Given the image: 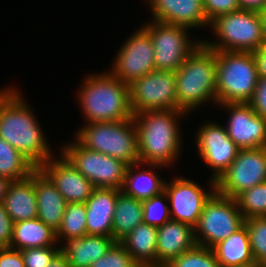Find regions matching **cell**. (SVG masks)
I'll return each mask as SVG.
<instances>
[{"instance_id":"6da1fadb","label":"cell","mask_w":266,"mask_h":267,"mask_svg":"<svg viewBox=\"0 0 266 267\" xmlns=\"http://www.w3.org/2000/svg\"><path fill=\"white\" fill-rule=\"evenodd\" d=\"M22 95L13 87L0 89V138L39 168L53 156V152L32 113L34 111Z\"/></svg>"},{"instance_id":"7a4b0ae2","label":"cell","mask_w":266,"mask_h":267,"mask_svg":"<svg viewBox=\"0 0 266 267\" xmlns=\"http://www.w3.org/2000/svg\"><path fill=\"white\" fill-rule=\"evenodd\" d=\"M181 110H149L133 115L138 136L139 159L143 165L171 166L179 159L182 145Z\"/></svg>"},{"instance_id":"3957f363","label":"cell","mask_w":266,"mask_h":267,"mask_svg":"<svg viewBox=\"0 0 266 267\" xmlns=\"http://www.w3.org/2000/svg\"><path fill=\"white\" fill-rule=\"evenodd\" d=\"M84 77L78 92L79 105L86 123L124 121L133 118L129 84L109 71Z\"/></svg>"},{"instance_id":"277c9868","label":"cell","mask_w":266,"mask_h":267,"mask_svg":"<svg viewBox=\"0 0 266 267\" xmlns=\"http://www.w3.org/2000/svg\"><path fill=\"white\" fill-rule=\"evenodd\" d=\"M175 76L177 110L189 114L210 100L216 105L217 55L203 42L182 63Z\"/></svg>"},{"instance_id":"5b68a950","label":"cell","mask_w":266,"mask_h":267,"mask_svg":"<svg viewBox=\"0 0 266 267\" xmlns=\"http://www.w3.org/2000/svg\"><path fill=\"white\" fill-rule=\"evenodd\" d=\"M217 55L216 104L249 103L258 85L253 52L215 51Z\"/></svg>"},{"instance_id":"8992f818","label":"cell","mask_w":266,"mask_h":267,"mask_svg":"<svg viewBox=\"0 0 266 267\" xmlns=\"http://www.w3.org/2000/svg\"><path fill=\"white\" fill-rule=\"evenodd\" d=\"M75 138L83 147L128 165L140 163L138 136L133 118L124 121L90 122L81 126Z\"/></svg>"},{"instance_id":"52a82bcc","label":"cell","mask_w":266,"mask_h":267,"mask_svg":"<svg viewBox=\"0 0 266 267\" xmlns=\"http://www.w3.org/2000/svg\"><path fill=\"white\" fill-rule=\"evenodd\" d=\"M216 41L203 43L214 51L254 52L264 44L259 12L239 9L217 17L210 23Z\"/></svg>"},{"instance_id":"ba28073f","label":"cell","mask_w":266,"mask_h":267,"mask_svg":"<svg viewBox=\"0 0 266 267\" xmlns=\"http://www.w3.org/2000/svg\"><path fill=\"white\" fill-rule=\"evenodd\" d=\"M244 221L235 198L215 191L205 202L198 223L194 227L196 243L212 249L241 228Z\"/></svg>"},{"instance_id":"9c48e42d","label":"cell","mask_w":266,"mask_h":267,"mask_svg":"<svg viewBox=\"0 0 266 267\" xmlns=\"http://www.w3.org/2000/svg\"><path fill=\"white\" fill-rule=\"evenodd\" d=\"M74 140L60 151L69 163L90 180L95 188L121 190L128 164L104 153L91 151Z\"/></svg>"},{"instance_id":"30bf717a","label":"cell","mask_w":266,"mask_h":267,"mask_svg":"<svg viewBox=\"0 0 266 267\" xmlns=\"http://www.w3.org/2000/svg\"><path fill=\"white\" fill-rule=\"evenodd\" d=\"M152 40L155 70L176 72L203 42L191 40L189 28L152 20L142 26ZM190 38V39H189Z\"/></svg>"},{"instance_id":"8fae6325","label":"cell","mask_w":266,"mask_h":267,"mask_svg":"<svg viewBox=\"0 0 266 267\" xmlns=\"http://www.w3.org/2000/svg\"><path fill=\"white\" fill-rule=\"evenodd\" d=\"M129 95L133 115L149 110H177L175 72L153 70L129 84Z\"/></svg>"},{"instance_id":"7c38bea8","label":"cell","mask_w":266,"mask_h":267,"mask_svg":"<svg viewBox=\"0 0 266 267\" xmlns=\"http://www.w3.org/2000/svg\"><path fill=\"white\" fill-rule=\"evenodd\" d=\"M266 182V147L240 149L236 159L215 181V191L235 198L246 189Z\"/></svg>"},{"instance_id":"4fadbf2b","label":"cell","mask_w":266,"mask_h":267,"mask_svg":"<svg viewBox=\"0 0 266 267\" xmlns=\"http://www.w3.org/2000/svg\"><path fill=\"white\" fill-rule=\"evenodd\" d=\"M139 29L124 42L111 70L108 69L112 75L127 84L155 70L152 40L143 27Z\"/></svg>"},{"instance_id":"5bb4252c","label":"cell","mask_w":266,"mask_h":267,"mask_svg":"<svg viewBox=\"0 0 266 267\" xmlns=\"http://www.w3.org/2000/svg\"><path fill=\"white\" fill-rule=\"evenodd\" d=\"M209 180L210 192L205 191L197 182L182 176L173 178L169 183L165 181L164 191L171 206L172 220L189 224L193 228L197 225L205 202L215 192V180Z\"/></svg>"},{"instance_id":"9a60e30c","label":"cell","mask_w":266,"mask_h":267,"mask_svg":"<svg viewBox=\"0 0 266 267\" xmlns=\"http://www.w3.org/2000/svg\"><path fill=\"white\" fill-rule=\"evenodd\" d=\"M195 138L202 161L213 170L210 178L216 181L236 159L240 149L228 136L225 126L216 122L203 124Z\"/></svg>"},{"instance_id":"2e32d148","label":"cell","mask_w":266,"mask_h":267,"mask_svg":"<svg viewBox=\"0 0 266 267\" xmlns=\"http://www.w3.org/2000/svg\"><path fill=\"white\" fill-rule=\"evenodd\" d=\"M229 113L227 134L239 149L266 147V118L258 115L250 103L217 105Z\"/></svg>"},{"instance_id":"e0dca14e","label":"cell","mask_w":266,"mask_h":267,"mask_svg":"<svg viewBox=\"0 0 266 267\" xmlns=\"http://www.w3.org/2000/svg\"><path fill=\"white\" fill-rule=\"evenodd\" d=\"M59 156L60 160L52 156L39 169L52 181L67 203H85L95 189L94 184L62 154Z\"/></svg>"},{"instance_id":"ac0fdd59","label":"cell","mask_w":266,"mask_h":267,"mask_svg":"<svg viewBox=\"0 0 266 267\" xmlns=\"http://www.w3.org/2000/svg\"><path fill=\"white\" fill-rule=\"evenodd\" d=\"M151 20L186 28L210 26L201 0H148Z\"/></svg>"},{"instance_id":"d6986e66","label":"cell","mask_w":266,"mask_h":267,"mask_svg":"<svg viewBox=\"0 0 266 267\" xmlns=\"http://www.w3.org/2000/svg\"><path fill=\"white\" fill-rule=\"evenodd\" d=\"M196 245L194 228L170 219L157 228V266H165Z\"/></svg>"},{"instance_id":"ffe728a7","label":"cell","mask_w":266,"mask_h":267,"mask_svg":"<svg viewBox=\"0 0 266 267\" xmlns=\"http://www.w3.org/2000/svg\"><path fill=\"white\" fill-rule=\"evenodd\" d=\"M119 191L115 188L94 189L85 202L87 234L112 238L113 216Z\"/></svg>"},{"instance_id":"44dd1931","label":"cell","mask_w":266,"mask_h":267,"mask_svg":"<svg viewBox=\"0 0 266 267\" xmlns=\"http://www.w3.org/2000/svg\"><path fill=\"white\" fill-rule=\"evenodd\" d=\"M34 188L37 199V218L57 231L61 225L67 201L39 168L34 171Z\"/></svg>"},{"instance_id":"7402d4cb","label":"cell","mask_w":266,"mask_h":267,"mask_svg":"<svg viewBox=\"0 0 266 267\" xmlns=\"http://www.w3.org/2000/svg\"><path fill=\"white\" fill-rule=\"evenodd\" d=\"M60 252L71 267H91L92 263L106 254L115 242L113 238L86 234L83 237L64 240Z\"/></svg>"},{"instance_id":"603a6c76","label":"cell","mask_w":266,"mask_h":267,"mask_svg":"<svg viewBox=\"0 0 266 267\" xmlns=\"http://www.w3.org/2000/svg\"><path fill=\"white\" fill-rule=\"evenodd\" d=\"M3 203L14 223L37 218L34 172L26 179L12 181L8 186Z\"/></svg>"},{"instance_id":"cb8c5ba5","label":"cell","mask_w":266,"mask_h":267,"mask_svg":"<svg viewBox=\"0 0 266 267\" xmlns=\"http://www.w3.org/2000/svg\"><path fill=\"white\" fill-rule=\"evenodd\" d=\"M140 267L157 266V228L142 223L119 241Z\"/></svg>"},{"instance_id":"d4e9b609","label":"cell","mask_w":266,"mask_h":267,"mask_svg":"<svg viewBox=\"0 0 266 267\" xmlns=\"http://www.w3.org/2000/svg\"><path fill=\"white\" fill-rule=\"evenodd\" d=\"M141 166H143L142 163L128 165L124 184L121 190L126 195L132 196L138 200L143 201L150 199L152 196L158 195L162 191H164L165 179H161L159 175H156L155 173L154 168H159L161 165L148 164L147 166L150 170L148 168L147 170L138 169ZM152 169L154 171H152Z\"/></svg>"},{"instance_id":"484cf974","label":"cell","mask_w":266,"mask_h":267,"mask_svg":"<svg viewBox=\"0 0 266 267\" xmlns=\"http://www.w3.org/2000/svg\"><path fill=\"white\" fill-rule=\"evenodd\" d=\"M56 231L38 218L19 221L13 224L10 248L24 250L34 247L55 246Z\"/></svg>"},{"instance_id":"4316f807","label":"cell","mask_w":266,"mask_h":267,"mask_svg":"<svg viewBox=\"0 0 266 267\" xmlns=\"http://www.w3.org/2000/svg\"><path fill=\"white\" fill-rule=\"evenodd\" d=\"M219 267H235L254 263L247 227L243 225L213 248Z\"/></svg>"},{"instance_id":"83f0119b","label":"cell","mask_w":266,"mask_h":267,"mask_svg":"<svg viewBox=\"0 0 266 267\" xmlns=\"http://www.w3.org/2000/svg\"><path fill=\"white\" fill-rule=\"evenodd\" d=\"M142 223V201L126 195L120 190L117 193L116 207L114 210L112 238L115 241H120Z\"/></svg>"},{"instance_id":"f1b7e54d","label":"cell","mask_w":266,"mask_h":267,"mask_svg":"<svg viewBox=\"0 0 266 267\" xmlns=\"http://www.w3.org/2000/svg\"><path fill=\"white\" fill-rule=\"evenodd\" d=\"M36 169L22 153L0 138V176L19 181L28 178Z\"/></svg>"},{"instance_id":"f546056e","label":"cell","mask_w":266,"mask_h":267,"mask_svg":"<svg viewBox=\"0 0 266 267\" xmlns=\"http://www.w3.org/2000/svg\"><path fill=\"white\" fill-rule=\"evenodd\" d=\"M86 230V205L85 203H68L63 214L62 222L56 231L57 242L69 238L83 237Z\"/></svg>"},{"instance_id":"4dcf8cb0","label":"cell","mask_w":266,"mask_h":267,"mask_svg":"<svg viewBox=\"0 0 266 267\" xmlns=\"http://www.w3.org/2000/svg\"><path fill=\"white\" fill-rule=\"evenodd\" d=\"M235 200L244 219L266 216V182L244 190Z\"/></svg>"},{"instance_id":"1f68e13d","label":"cell","mask_w":266,"mask_h":267,"mask_svg":"<svg viewBox=\"0 0 266 267\" xmlns=\"http://www.w3.org/2000/svg\"><path fill=\"white\" fill-rule=\"evenodd\" d=\"M244 225L248 230L250 248L255 262L266 266V216L247 218Z\"/></svg>"},{"instance_id":"d6a6232c","label":"cell","mask_w":266,"mask_h":267,"mask_svg":"<svg viewBox=\"0 0 266 267\" xmlns=\"http://www.w3.org/2000/svg\"><path fill=\"white\" fill-rule=\"evenodd\" d=\"M164 267H219L213 249L196 245L172 259Z\"/></svg>"},{"instance_id":"836d02e7","label":"cell","mask_w":266,"mask_h":267,"mask_svg":"<svg viewBox=\"0 0 266 267\" xmlns=\"http://www.w3.org/2000/svg\"><path fill=\"white\" fill-rule=\"evenodd\" d=\"M165 201H168L165 191L152 196L150 199L143 200V223L158 228L169 221L171 219L170 209Z\"/></svg>"},{"instance_id":"e575fe53","label":"cell","mask_w":266,"mask_h":267,"mask_svg":"<svg viewBox=\"0 0 266 267\" xmlns=\"http://www.w3.org/2000/svg\"><path fill=\"white\" fill-rule=\"evenodd\" d=\"M91 267H140L132 255L119 242L115 241L106 254L92 263Z\"/></svg>"},{"instance_id":"d590c367","label":"cell","mask_w":266,"mask_h":267,"mask_svg":"<svg viewBox=\"0 0 266 267\" xmlns=\"http://www.w3.org/2000/svg\"><path fill=\"white\" fill-rule=\"evenodd\" d=\"M60 252V247H34L21 250L25 267H48Z\"/></svg>"},{"instance_id":"8d00e7d4","label":"cell","mask_w":266,"mask_h":267,"mask_svg":"<svg viewBox=\"0 0 266 267\" xmlns=\"http://www.w3.org/2000/svg\"><path fill=\"white\" fill-rule=\"evenodd\" d=\"M203 7L209 23L221 15L240 9L238 0H204Z\"/></svg>"},{"instance_id":"74e56055","label":"cell","mask_w":266,"mask_h":267,"mask_svg":"<svg viewBox=\"0 0 266 267\" xmlns=\"http://www.w3.org/2000/svg\"><path fill=\"white\" fill-rule=\"evenodd\" d=\"M12 218L6 211L3 202L0 203V248L10 247L13 236Z\"/></svg>"},{"instance_id":"f35d334b","label":"cell","mask_w":266,"mask_h":267,"mask_svg":"<svg viewBox=\"0 0 266 267\" xmlns=\"http://www.w3.org/2000/svg\"><path fill=\"white\" fill-rule=\"evenodd\" d=\"M249 103L258 115L266 118V77H259L254 96Z\"/></svg>"},{"instance_id":"ab89813d","label":"cell","mask_w":266,"mask_h":267,"mask_svg":"<svg viewBox=\"0 0 266 267\" xmlns=\"http://www.w3.org/2000/svg\"><path fill=\"white\" fill-rule=\"evenodd\" d=\"M0 267H25L20 250L0 248Z\"/></svg>"},{"instance_id":"60d3db41","label":"cell","mask_w":266,"mask_h":267,"mask_svg":"<svg viewBox=\"0 0 266 267\" xmlns=\"http://www.w3.org/2000/svg\"><path fill=\"white\" fill-rule=\"evenodd\" d=\"M256 61L258 76L266 77V43L253 52Z\"/></svg>"},{"instance_id":"b9f144b4","label":"cell","mask_w":266,"mask_h":267,"mask_svg":"<svg viewBox=\"0 0 266 267\" xmlns=\"http://www.w3.org/2000/svg\"><path fill=\"white\" fill-rule=\"evenodd\" d=\"M240 9L260 12L266 8V0H238Z\"/></svg>"},{"instance_id":"7bdbcfd3","label":"cell","mask_w":266,"mask_h":267,"mask_svg":"<svg viewBox=\"0 0 266 267\" xmlns=\"http://www.w3.org/2000/svg\"><path fill=\"white\" fill-rule=\"evenodd\" d=\"M48 267H71L70 264L68 263L67 258L59 252L53 260L50 262Z\"/></svg>"},{"instance_id":"ee69618b","label":"cell","mask_w":266,"mask_h":267,"mask_svg":"<svg viewBox=\"0 0 266 267\" xmlns=\"http://www.w3.org/2000/svg\"><path fill=\"white\" fill-rule=\"evenodd\" d=\"M12 181L8 178L0 176V203L3 202L8 186Z\"/></svg>"},{"instance_id":"f6af8a7d","label":"cell","mask_w":266,"mask_h":267,"mask_svg":"<svg viewBox=\"0 0 266 267\" xmlns=\"http://www.w3.org/2000/svg\"><path fill=\"white\" fill-rule=\"evenodd\" d=\"M262 23V34L264 43H266V8L259 12Z\"/></svg>"},{"instance_id":"bcb514c9","label":"cell","mask_w":266,"mask_h":267,"mask_svg":"<svg viewBox=\"0 0 266 267\" xmlns=\"http://www.w3.org/2000/svg\"><path fill=\"white\" fill-rule=\"evenodd\" d=\"M235 267H263V266L262 265H259L256 262H254V263H250V264H246V265H241V266H235Z\"/></svg>"}]
</instances>
